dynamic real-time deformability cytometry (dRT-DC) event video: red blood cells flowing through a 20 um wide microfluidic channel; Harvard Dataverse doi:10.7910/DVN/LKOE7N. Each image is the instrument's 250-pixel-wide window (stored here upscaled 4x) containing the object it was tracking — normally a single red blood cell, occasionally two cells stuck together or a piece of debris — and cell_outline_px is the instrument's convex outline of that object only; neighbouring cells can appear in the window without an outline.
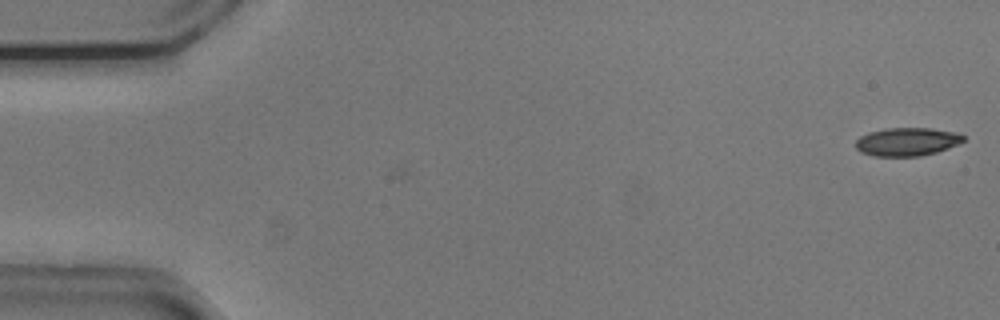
{"species": "common noctule bat (a hibernating species)", "species_latin": "Nyctalus noctula", "temperature_condition": "cold", "stored_images_in_passage": 2, "camera_frame_rate_fps": 3000, "um_per_image_px": 0.085, "animal": {"sex": "male", "body_mass_g": 20.5, "forearm_length_mm": 52.5}, "frame": {"image": 1, "passage_image": 2, "time_ms": 0.333, "image_size_px": [1000, 320], "cell_outline_px": [[964, 140], [948, 148], [936, 152], [920, 156], [876, 156], [860, 152], [856, 148], [856, 140], [860, 136], [868, 132], [884, 128], [932, 128], [956, 132], [964, 136]], "centroid_in_image_um": [77.07, 12.04], "position_along_channel_um": 7.9, "area_um2": 17.74}}